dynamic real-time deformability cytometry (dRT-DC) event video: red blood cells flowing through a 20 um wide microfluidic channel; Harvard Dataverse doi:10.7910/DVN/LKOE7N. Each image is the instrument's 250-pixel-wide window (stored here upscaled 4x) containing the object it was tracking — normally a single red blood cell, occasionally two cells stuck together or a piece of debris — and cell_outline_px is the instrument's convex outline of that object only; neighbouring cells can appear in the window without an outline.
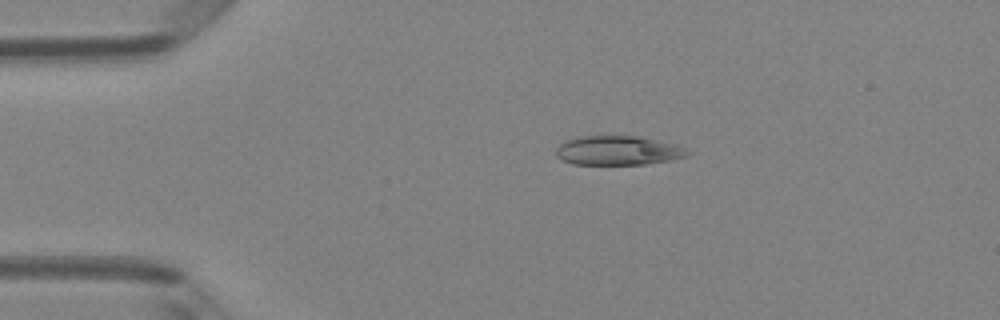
{"species": "Egyptian fruit bat (a non-hibernating species)", "species_latin": "Rousettus aegyptiacus", "temperature_condition": "room temperature", "stored_images_in_passage": 3, "camera_frame_rate_fps": 3000, "um_per_image_px": 0.085, "animal": {"sex": "female"}, "frame": {"image": 1, "passage_image": 2, "time_ms": 0.333, "image_size_px": [1000, 320], "cell_outline_px": [[692, 152], [688, 156], [668, 160], [644, 164], [572, 164], [556, 156], [556, 148], [560, 144], [568, 140], [580, 136], [636, 136], [676, 144], [688, 148]], "centroid_in_image_um": [52.57, 12.79], "position_along_channel_um": 32.4, "area_um2": 22.31}}